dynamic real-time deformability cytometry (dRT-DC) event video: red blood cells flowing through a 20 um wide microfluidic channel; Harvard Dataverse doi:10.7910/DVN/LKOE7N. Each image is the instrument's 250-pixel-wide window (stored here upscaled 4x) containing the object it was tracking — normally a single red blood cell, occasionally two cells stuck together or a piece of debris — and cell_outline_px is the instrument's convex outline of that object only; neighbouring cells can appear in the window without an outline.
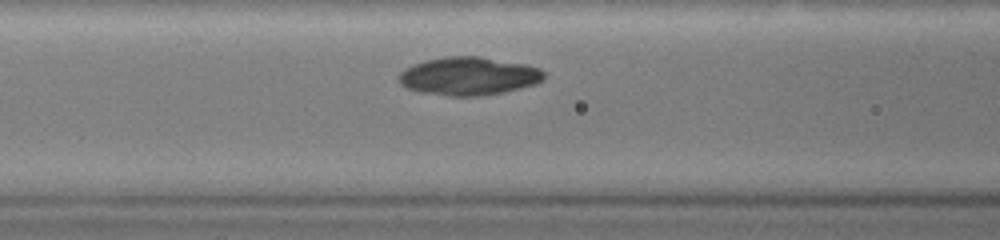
{"species": "common noctule bat (a hibernating species)", "species_latin": "Nyctalus noctula", "temperature_condition": "warm", "stored_images_in_passage": 35, "camera_frame_rate_fps": 3000, "um_per_image_px": 0.085, "animal": {"sex": "female", "body_mass_g": 19.0, "forearm_length_mm": 51.5}, "frame": {"image": 1, "passage_image": 8, "time_ms": 2.333, "image_size_px": [1000, 240], "cell_outline_px": [[544, 76], [536, 84], [504, 92], [480, 96], [448, 96], [420, 92], [408, 88], [400, 84], [400, 72], [412, 64], [424, 60], [444, 56], [480, 56], [524, 64], [540, 68], [544, 72]], "centroid_in_image_um": [39.82, 6.46], "position_along_channel_um": 126.8, "area_um2": 32.31}}
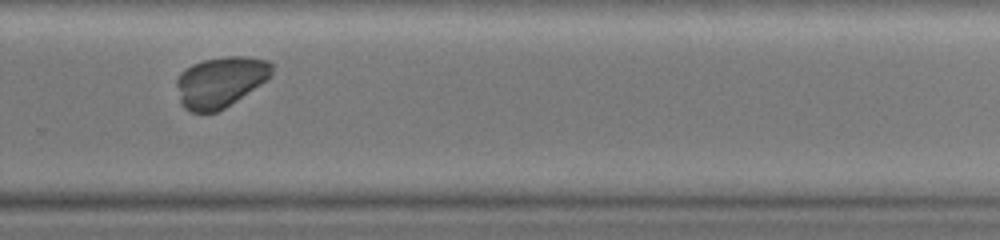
{"frame": {"image": 2, "passage_image": 25, "time_ms": 8.0, "image_size_px": [1000, 240], "cell_outline_px": [[272, 72], [260, 84], [224, 108], [216, 112], [192, 112], [184, 108], [180, 104], [176, 84], [176, 80], [180, 72], [192, 64], [204, 60], [224, 56], [244, 56], [268, 60], [272, 64]], "centroid_in_image_um": [18.68, 6.95], "position_along_channel_um": 311.1, "area_um2": 27.86}}
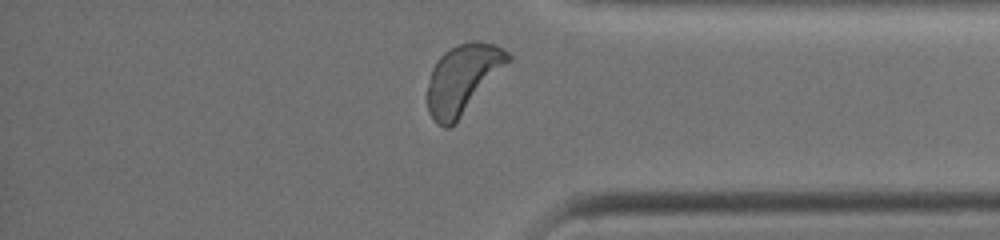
{"frame": {"image": 3, "passage_image": 33, "time_ms": 10.667, "image_size_px": [1000, 240], "cell_outline_px": [[512, 60], [460, 116], [448, 128], [444, 128], [436, 124], [428, 112], [428, 80], [432, 68], [436, 60], [444, 52], [456, 44], [468, 40], [476, 40], [496, 44], [504, 48], [512, 56]], "centroid_in_image_um": [39.34, 6.64], "position_along_channel_um": 395.9, "area_um2": 32.37}}